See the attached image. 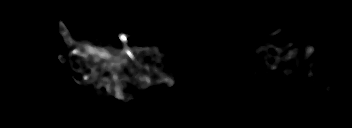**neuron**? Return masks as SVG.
<instances>
[{"instance_id": "obj_1", "label": "neuron", "mask_w": 352, "mask_h": 128, "mask_svg": "<svg viewBox=\"0 0 352 128\" xmlns=\"http://www.w3.org/2000/svg\"><path fill=\"white\" fill-rule=\"evenodd\" d=\"M60 29V34L63 38V40L66 41V43H68L69 45V56L68 58H66L64 55L60 54L58 56V59L61 63H66L68 61L72 62V66L71 68L73 70H75L78 75H72V78L75 79V82L77 83V85H80L82 83H88V82H92V83H97L96 90L99 89L100 87H104L105 89H107V91H110L112 88V90L114 91L113 93L116 95L118 100H122V99H126L125 94L122 91V85H120V83H122V80H127L128 81V76L127 74L125 75V77H121L118 73H117V69L118 68H125L127 66V73L131 74L132 77H136L142 80L141 82V87L151 84L152 82L154 84H158V83H165L167 84V86L169 87H173L174 86V76L170 77L167 76V72H165L164 69V63L162 64V68L161 66L158 68H154L153 65L148 64L144 61H139L138 60V53L140 51L144 52V54H146V52L149 50V47H129L126 42L124 41V39L127 37V34L125 33H121L120 34V41L123 45V48L121 51L118 52L117 55L113 54V50L109 49V47L106 48H101L99 46H93L90 43H84V44H75L74 40H71L70 38V34L68 32V29L66 28V26L62 23L59 26ZM284 29H279L275 32H271L269 33L270 35H280L281 33H284ZM295 47V43L290 42L289 44L284 45V47H276L274 45V43H263L261 45H259L257 48H252L253 52H257L260 53V57L263 56L264 59H267L271 56H274V54H272L271 51H268V49H273V51L277 52V55L275 59H278V61H276V64H271V65H267V67H265V70H275L278 69V65L277 62H281V61H285V60H290L292 64L295 65V68H293V71H297L300 73L302 72V69H300L299 62L301 60H304L305 62H308L309 57L313 55V53H315L317 51L316 48H314L311 45H306L304 47L305 50V54L302 56V58H298L294 59V56L297 55L298 50L294 48ZM150 50L157 52V48L156 47H150ZM284 52H286L285 54H283ZM273 57V58H274ZM91 59L92 62H87L85 61V59ZM325 60L324 57L322 58H318L316 61H314L313 63L311 62L309 67H315L317 65H320L323 61ZM100 63L101 67L104 66L105 69L104 71L101 70V68H98L95 66V64ZM82 65H86L87 68H89L90 72H88V70L86 71L85 69H82ZM151 65V66H150ZM134 67L137 72H132L129 71L131 70L130 68ZM105 71H110L111 75H112V80H108L107 77H105L102 73H104ZM291 69H286L285 71H283L281 73V76H291ZM90 75H93L92 77ZM316 79L314 82L319 85V81H320V76L316 74ZM326 90L327 92L332 91V87L330 85H326Z\"/></svg>"}]
</instances>
